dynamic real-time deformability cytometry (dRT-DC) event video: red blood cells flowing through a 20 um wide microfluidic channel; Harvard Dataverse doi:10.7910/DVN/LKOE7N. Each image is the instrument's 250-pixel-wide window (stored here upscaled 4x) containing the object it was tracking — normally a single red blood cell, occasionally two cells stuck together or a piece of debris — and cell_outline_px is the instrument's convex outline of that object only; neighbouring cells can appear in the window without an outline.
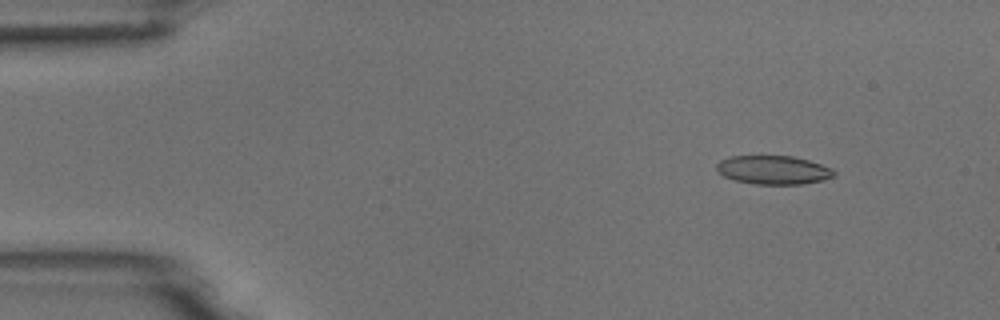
{"species": "common noctule bat (a hibernating species)", "species_latin": "Nyctalus noctula", "temperature_condition": "room temperature", "stored_images_in_passage": 5, "camera_frame_rate_fps": 3000, "um_per_image_px": 0.085, "animal": {"sex": "male", "body_mass_g": 18.8}, "frame": {"image": 1, "passage_image": 2, "time_ms": 0.333, "image_size_px": [1000, 320], "cell_outline_px": [[836, 176], [824, 180], [800, 184], [756, 184], [736, 180], [724, 176], [716, 168], [716, 164], [720, 160], [732, 156], [792, 156], [808, 160], [832, 168], [836, 172]], "centroid_in_image_um": [65.77, 14.44], "position_along_channel_um": 19.2, "area_um2": 19.54}}
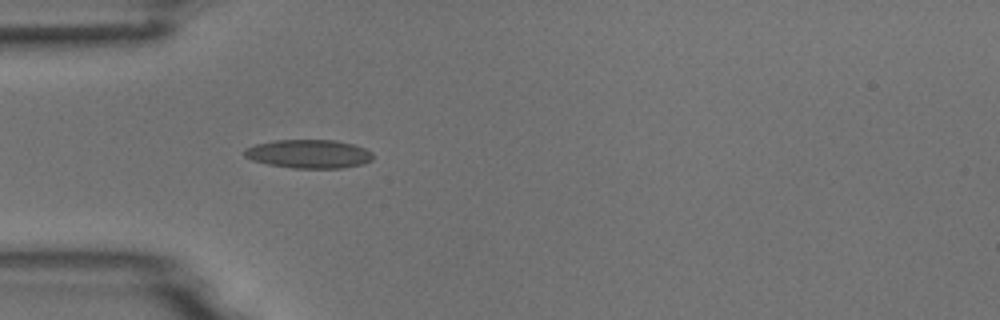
{"frame": {"image": 2, "passage_image": 5, "time_ms": 1.333, "image_size_px": [1000, 320], "cell_outline_px": [[372, 160], [364, 164], [344, 168], [292, 168], [268, 164], [252, 160], [244, 156], [244, 148], [256, 144], [272, 140], [336, 140], [352, 144], [364, 148], [372, 152]], "centroid_in_image_um": [26.24, 13.08], "position_along_channel_um": 58.8, "area_um2": 21.56}}